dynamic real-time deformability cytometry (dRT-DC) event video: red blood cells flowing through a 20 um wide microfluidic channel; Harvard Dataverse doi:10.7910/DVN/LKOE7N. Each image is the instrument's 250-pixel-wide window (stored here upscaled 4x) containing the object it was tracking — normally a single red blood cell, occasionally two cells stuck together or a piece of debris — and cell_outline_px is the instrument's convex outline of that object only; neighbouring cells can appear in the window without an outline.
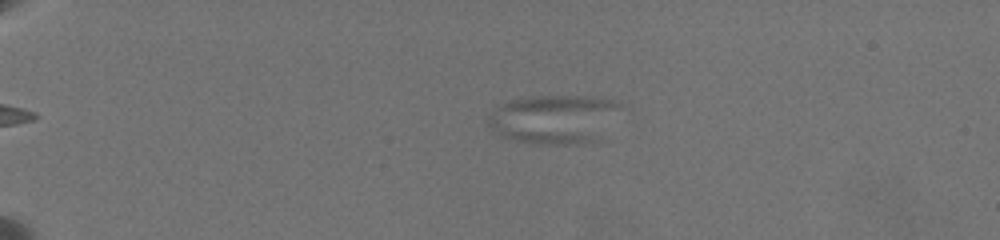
{"species": "common noctule bat (a hibernating species)", "species_latin": "Nyctalus noctula", "temperature_condition": "warm", "stored_images_in_passage": 60, "camera_frame_rate_fps": 3000, "um_per_image_px": 0.085, "animal": {"sex": "female", "body_mass_g": 19.5, "forearm_length_mm": 54.1}, "frame": {"image": 1, "passage_image": 9, "time_ms": 4.0, "image_size_px": [1000, 240], "cell_outline_px": [[616, 104], [600, 140], [576, 144], [532, 144], [500, 136], [488, 124], [488, 120], [496, 108], [500, 104], [512, 100], [544, 96], [568, 96], [612, 100]], "centroid_in_image_um": [46.98, 10.17], "position_along_channel_um": 38.0, "area_um2": 36.24}}
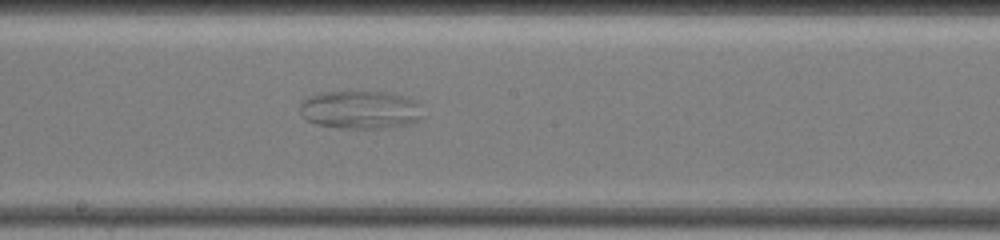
{"frame": {"image": 2, "passage_image": 38, "time_ms": 11.667, "image_size_px": [1000, 240], "cell_outline_px": [[420, 120], [412, 124], [392, 128], [336, 128], [316, 124], [304, 120], [300, 112], [300, 104], [308, 96], [324, 92], [392, 92], [408, 96], [416, 100], [420, 104]], "centroid_in_image_um": [30.65, 9.34], "position_along_channel_um": 217.5, "area_um2": 27.86}}
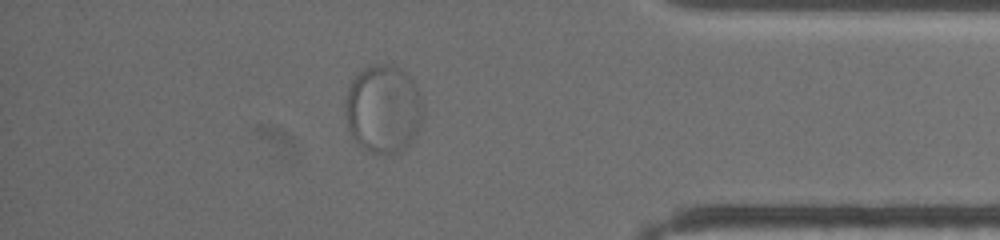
{"frame": {"image": 3, "passage_image": 59, "time_ms": 17.667, "image_size_px": [1000, 240], "cell_outline_px": [[424, 116], [412, 140], [400, 152], [392, 156], [372, 152], [364, 148], [352, 136], [348, 128], [344, 112], [344, 100], [348, 84], [368, 64], [388, 64], [400, 68], [416, 84], [424, 104]], "centroid_in_image_um": [32.58, 9.25], "position_along_channel_um": 402.6, "area_um2": 40.63}}